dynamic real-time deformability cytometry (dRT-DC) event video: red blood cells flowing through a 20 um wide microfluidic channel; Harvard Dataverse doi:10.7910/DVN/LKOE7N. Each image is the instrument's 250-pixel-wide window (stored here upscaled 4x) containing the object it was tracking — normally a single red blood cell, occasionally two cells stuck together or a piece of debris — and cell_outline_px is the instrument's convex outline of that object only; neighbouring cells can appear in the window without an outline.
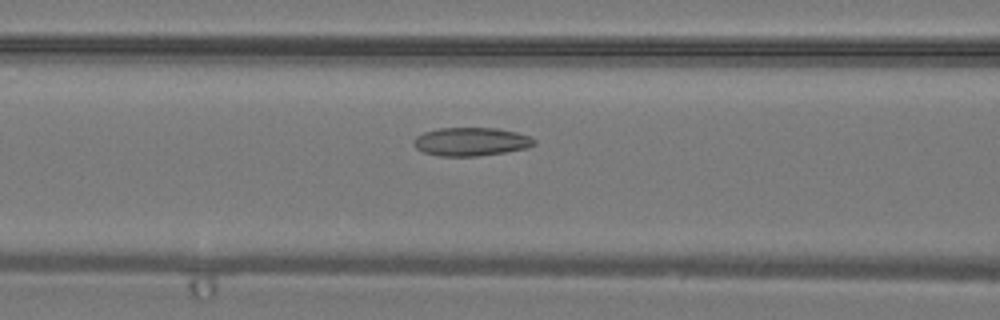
{"species": "common noctule bat (a hibernating species)", "species_latin": "Nyctalus noctula", "temperature_condition": "warm", "stored_images_in_passage": 41, "camera_frame_rate_fps": 3000, "um_per_image_px": 0.085, "animal": {"sex": "male", "body_mass_g": 19.2, "forearm_length_mm": 51.8}, "frame": {"image": 1, "passage_image": 18, "time_ms": 5.667, "image_size_px": [1000, 320], "cell_outline_px": [[536, 144], [528, 148], [504, 152], [476, 156], [440, 156], [424, 152], [416, 148], [412, 144], [412, 140], [416, 136], [424, 132], [440, 128], [496, 128], [516, 132], [528, 136], [536, 140]], "centroid_in_image_um": [40.02, 12.04], "position_along_channel_um": 126.6, "area_um2": 19.94}}
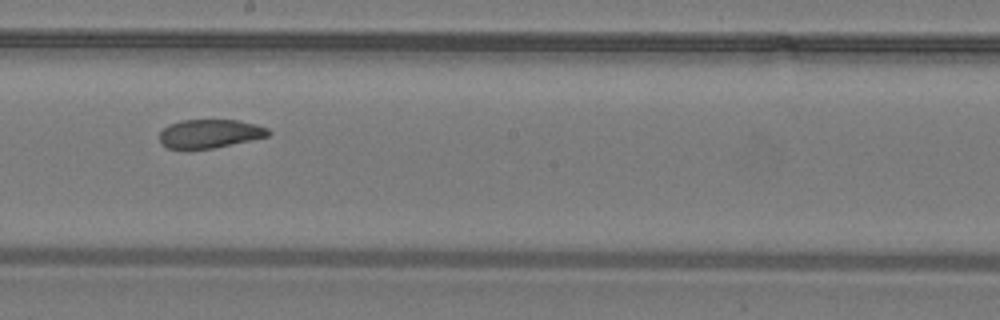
{"frame": {"image": 2, "passage_image": 24, "time_ms": 7.667, "image_size_px": [1000, 320], "cell_outline_px": [[272, 132], [268, 136], [252, 140], [212, 148], [168, 148], [160, 144], [160, 132], [168, 124], [180, 120], [240, 120], [256, 124], [268, 128]], "centroid_in_image_um": [17.85, 11.34], "position_along_channel_um": 230.4, "area_um2": 18.15}}
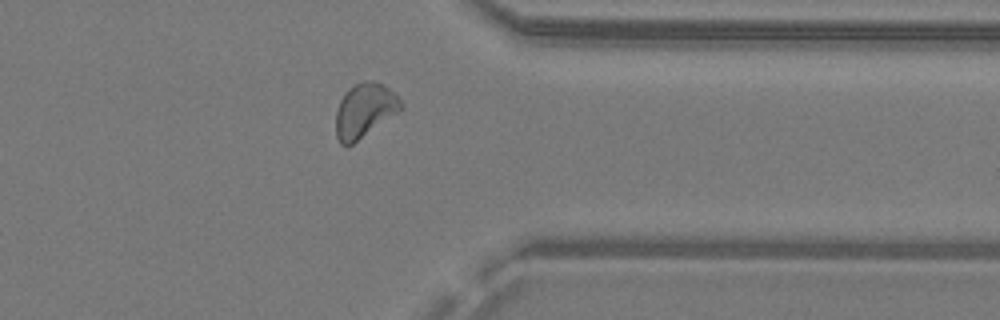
{"frame": {"image": 3, "passage_image": 33, "time_ms": 10.667, "image_size_px": [1000, 320], "cell_outline_px": [[404, 108], [352, 144], [340, 144], [336, 136], [336, 112], [340, 100], [348, 88], [364, 80], [372, 80], [396, 92], [404, 104]], "centroid_in_image_um": [31.01, 9.36], "position_along_channel_um": 380.4, "area_um2": 20.46}}